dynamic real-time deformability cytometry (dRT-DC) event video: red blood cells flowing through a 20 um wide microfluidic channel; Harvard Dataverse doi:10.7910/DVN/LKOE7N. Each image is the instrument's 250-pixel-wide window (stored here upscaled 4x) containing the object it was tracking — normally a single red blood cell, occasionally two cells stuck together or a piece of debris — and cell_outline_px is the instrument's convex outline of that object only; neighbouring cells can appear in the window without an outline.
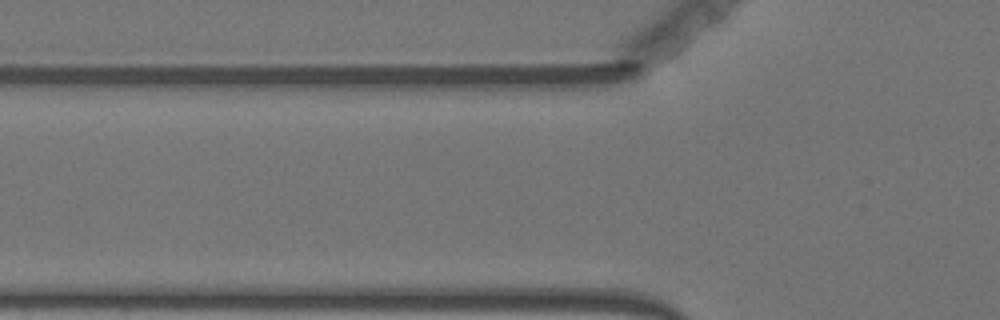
{"species": "Egyptian fruit bat (a non-hibernating species)", "species_latin": "Rousettus aegyptiacus", "temperature_condition": "warm", "stored_images_in_passage": 5, "camera_frame_rate_fps": 3000, "um_per_image_px": 0.085, "animal": {"sex": "female"}, "frame": {"image": 1, "passage_image": 2, "time_ms": 0.333, "image_size_px": [1000, 320], "cell_outline_px": [[732, 28], [728, 40], [696, 76], [676, 84], [672, 84], [672, 76], [716, 16], [732, 24]], "centroid_in_image_um": [59.81, 4.27], "position_along_channel_um": 66.0, "area_um2": 11.44}}